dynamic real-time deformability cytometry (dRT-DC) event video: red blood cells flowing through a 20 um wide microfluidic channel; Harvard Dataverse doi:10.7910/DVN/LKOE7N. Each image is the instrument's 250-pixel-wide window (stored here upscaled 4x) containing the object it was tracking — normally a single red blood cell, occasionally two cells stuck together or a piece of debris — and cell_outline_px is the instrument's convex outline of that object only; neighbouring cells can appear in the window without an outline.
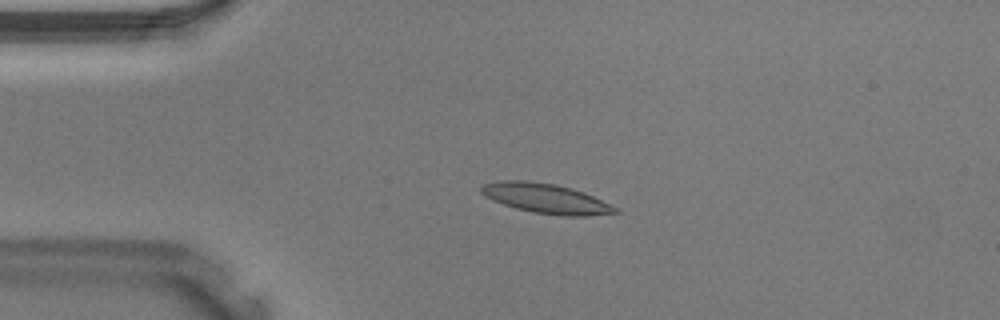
{"species": "Egyptian fruit bat (a non-hibernating species)", "species_latin": "Rousettus aegyptiacus", "temperature_condition": "warm", "stored_images_in_passage": 40, "camera_frame_rate_fps": 3000, "um_per_image_px": 0.085, "animal": {"sex": "male"}, "frame": {"image": 1, "passage_image": 9, "time_ms": 2.667, "image_size_px": [1000, 320], "cell_outline_px": [[620, 212], [588, 216], [564, 216], [532, 212], [516, 208], [492, 200], [484, 196], [480, 192], [480, 184], [500, 180], [528, 180], [556, 184], [572, 188], [584, 192], [620, 208]], "centroid_in_image_um": [46.4, 16.86], "position_along_channel_um": 38.6, "area_um2": 23.58}}
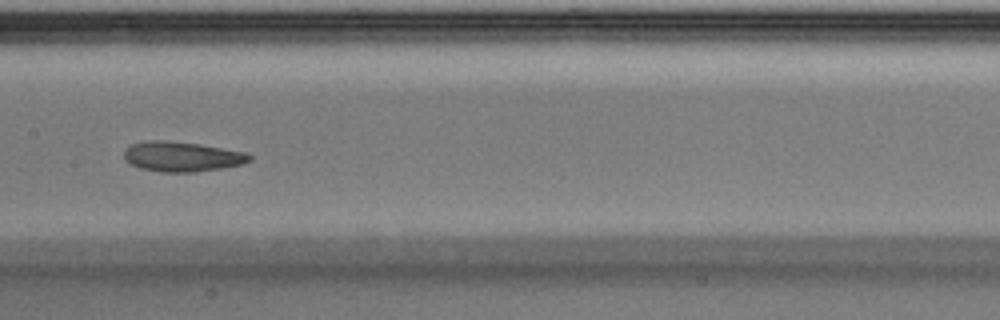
{"frame": {"image": 2, "passage_image": 20, "time_ms": 6.333, "image_size_px": [1000, 320], "cell_outline_px": [[252, 160], [244, 164], [196, 172], [160, 172], [140, 168], [124, 160], [124, 152], [132, 144], [144, 140], [168, 140], [200, 144], [244, 152], [252, 156]], "centroid_in_image_um": [15.46, 13.31], "position_along_channel_um": 191.9, "area_um2": 21.96}}
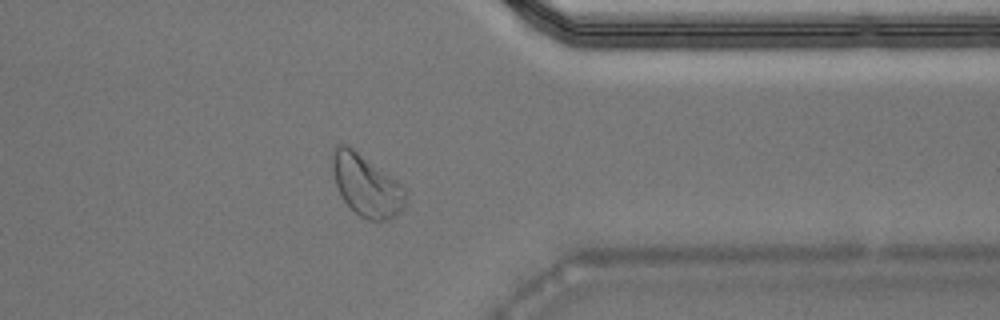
{"frame": {"image": 3, "passage_image": 32, "time_ms": 10.333, "image_size_px": [1000, 320], "cell_outline_px": [[408, 192], [404, 208], [400, 212], [388, 220], [368, 220], [360, 216], [340, 196], [332, 172], [332, 156], [336, 144], [348, 144], [396, 180]], "centroid_in_image_um": [31.14, 15.75], "position_along_channel_um": 380.3, "area_um2": 26.24}}